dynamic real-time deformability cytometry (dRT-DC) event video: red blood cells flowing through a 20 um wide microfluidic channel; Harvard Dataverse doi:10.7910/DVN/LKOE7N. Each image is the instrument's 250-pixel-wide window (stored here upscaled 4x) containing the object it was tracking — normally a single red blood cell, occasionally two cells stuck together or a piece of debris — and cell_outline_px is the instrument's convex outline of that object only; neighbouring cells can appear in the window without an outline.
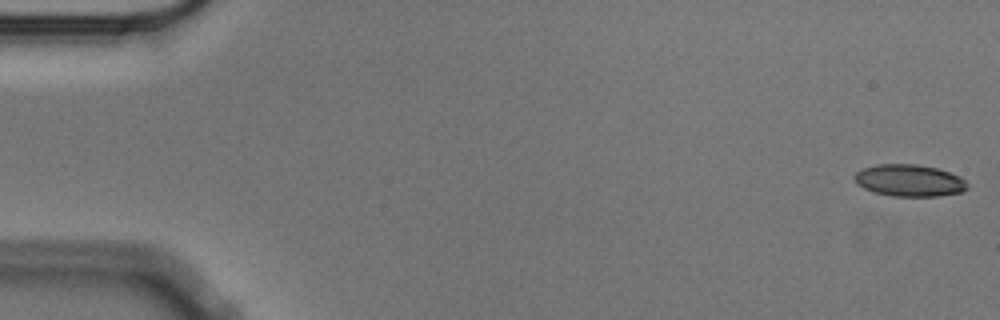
{"species": "Egyptian fruit bat (a non-hibernating species)", "species_latin": "Rousettus aegyptiacus", "temperature_condition": "cold", "stored_images_in_passage": 6, "camera_frame_rate_fps": 3000, "um_per_image_px": 0.085, "animal": {"sex": "male"}, "frame": {"image": 1, "passage_image": 1, "time_ms": 0.0, "image_size_px": [1000, 320], "cell_outline_px": [[968, 188], [960, 192], [936, 196], [892, 196], [872, 192], [856, 184], [852, 176], [856, 172], [864, 168], [876, 164], [916, 164], [936, 168], [960, 176], [968, 184]], "centroid_in_image_um": [77.25, 15.34], "position_along_channel_um": 7.8, "area_um2": 21.04}}